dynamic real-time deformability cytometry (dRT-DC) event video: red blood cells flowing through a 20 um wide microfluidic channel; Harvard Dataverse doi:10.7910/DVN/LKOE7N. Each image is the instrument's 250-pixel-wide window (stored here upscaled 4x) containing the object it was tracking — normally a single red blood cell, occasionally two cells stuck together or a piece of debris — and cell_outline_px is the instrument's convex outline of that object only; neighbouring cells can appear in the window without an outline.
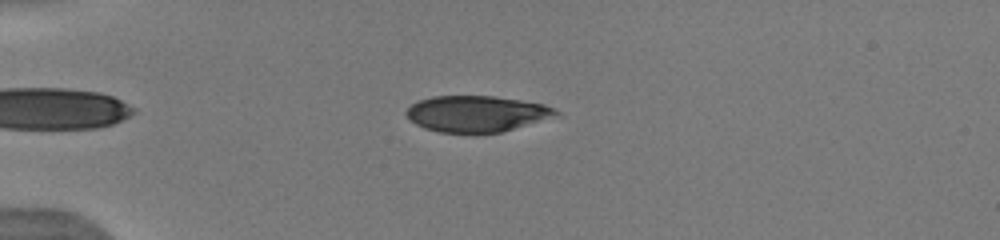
{"species": "human", "species_latin": "Homo sapiens", "temperature_condition": "warm", "stored_images_in_passage": 22, "camera_frame_rate_fps": 3000, "um_per_image_px": 0.085, "donor": {"sex": "male"}, "frame": {"image": 1, "passage_image": 8, "time_ms": 1.667, "image_size_px": [1000, 240], "cell_outline_px": [[560, 116], [500, 132], [476, 136], [472, 136], [440, 132], [424, 128], [416, 124], [404, 112], [412, 104], [420, 100], [432, 96], [492, 96], [520, 100], [544, 104], [556, 108], [560, 112]], "centroid_in_image_um": [40.55, 9.71], "position_along_channel_um": 44.4, "area_um2": 32.31}}